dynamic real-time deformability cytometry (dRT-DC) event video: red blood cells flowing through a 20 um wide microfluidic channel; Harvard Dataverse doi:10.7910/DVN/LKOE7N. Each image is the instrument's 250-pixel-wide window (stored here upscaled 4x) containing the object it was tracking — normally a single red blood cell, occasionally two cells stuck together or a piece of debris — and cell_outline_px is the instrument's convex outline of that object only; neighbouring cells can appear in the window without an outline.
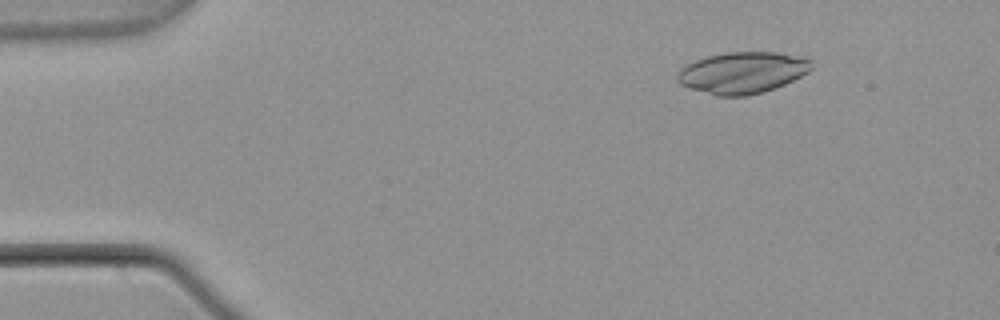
{"species": "common noctule bat (a hibernating species)", "species_latin": "Nyctalus noctula", "temperature_condition": "warm", "stored_images_in_passage": 6, "camera_frame_rate_fps": 3000, "um_per_image_px": 0.085, "animal": {"sex": "male", "body_mass_g": 21.5, "forearm_length_mm": 52.0}, "frame": {"image": 1, "passage_image": 2, "time_ms": 0.333, "image_size_px": [1000, 320], "cell_outline_px": [[812, 68], [808, 72], [784, 84], [748, 96], [716, 96], [688, 88], [680, 84], [676, 80], [676, 72], [688, 64], [704, 56], [728, 52], [776, 52], [804, 56], [812, 60]], "centroid_in_image_um": [63.08, 6.16], "position_along_channel_um": 21.9, "area_um2": 32.6}}